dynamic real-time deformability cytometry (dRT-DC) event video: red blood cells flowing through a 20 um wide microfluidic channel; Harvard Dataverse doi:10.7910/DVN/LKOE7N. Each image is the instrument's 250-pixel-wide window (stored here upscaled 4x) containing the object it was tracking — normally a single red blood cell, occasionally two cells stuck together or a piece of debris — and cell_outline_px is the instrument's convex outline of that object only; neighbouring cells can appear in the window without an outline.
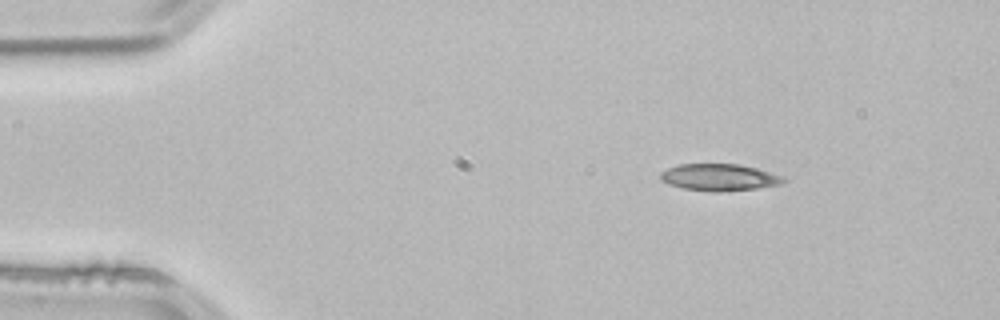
{"species": "common noctule bat (a hibernating species)", "species_latin": "Nyctalus noctula", "temperature_condition": "room temperature", "stored_images_in_passage": 46, "camera_frame_rate_fps": 3000, "um_per_image_px": 0.085, "animal": {"sex": "male", "body_mass_g": 21.5, "forearm_length_mm": 52.0}, "frame": {"image": 1, "passage_image": 1, "time_ms": 0.0, "image_size_px": [1000, 320], "cell_outline_px": [[788, 180], [780, 184], [756, 188], [724, 192], [716, 192], [684, 188], [668, 184], [660, 180], [660, 172], [668, 168], [680, 164], [740, 164], [756, 168], [780, 176]], "centroid_in_image_um": [61.1, 15.07], "position_along_channel_um": 23.9, "area_um2": 19.13}}
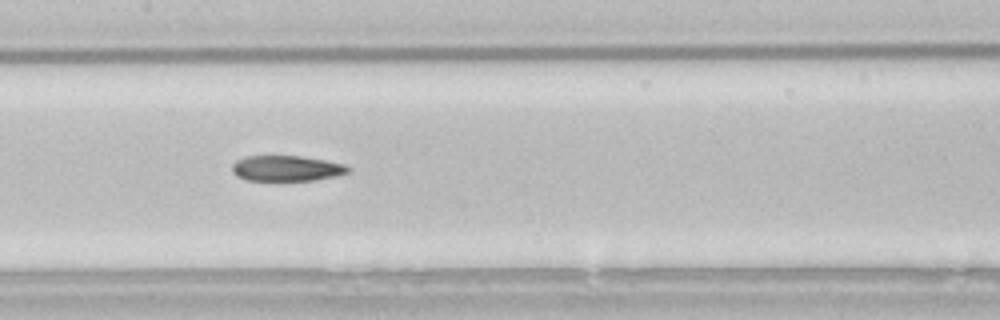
{"frame": {"image": 2, "passage_image": 19, "time_ms": 6.0, "image_size_px": [1000, 320], "cell_outline_px": [[352, 168], [348, 172], [336, 176], [312, 180], [248, 180], [236, 176], [232, 172], [232, 164], [236, 160], [244, 156], [304, 156], [344, 164]], "centroid_in_image_um": [24.34, 14.3], "position_along_channel_um": 183.1, "area_um2": 17.28}}
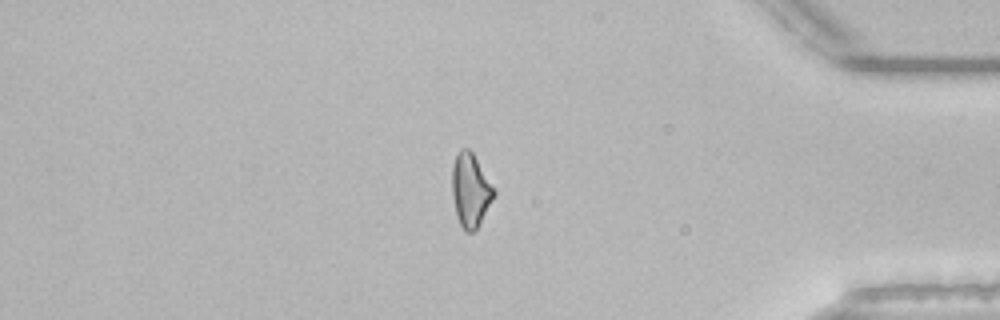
{"frame": {"image": 3, "passage_image": 38, "time_ms": 12.333, "image_size_px": [1000, 320], "cell_outline_px": [[496, 196], [476, 228], [472, 232], [464, 232], [456, 216], [452, 196], [452, 168], [456, 152], [460, 148], [468, 148], [472, 152], [496, 188]], "centroid_in_image_um": [40.0, 16.14], "position_along_channel_um": 395.2, "area_um2": 18.26}, "authors_computed_cell_mechanics": {"area_um2": 18.3226, "velocity_mm_per_s": 3.8444, "shape_relaxation_time_tau1_ms": null, "shape_relaxation_time_tau2_ms": 9.284, "deformation_change_tau1": null, "deformation_change_tau2": 0.2137}}